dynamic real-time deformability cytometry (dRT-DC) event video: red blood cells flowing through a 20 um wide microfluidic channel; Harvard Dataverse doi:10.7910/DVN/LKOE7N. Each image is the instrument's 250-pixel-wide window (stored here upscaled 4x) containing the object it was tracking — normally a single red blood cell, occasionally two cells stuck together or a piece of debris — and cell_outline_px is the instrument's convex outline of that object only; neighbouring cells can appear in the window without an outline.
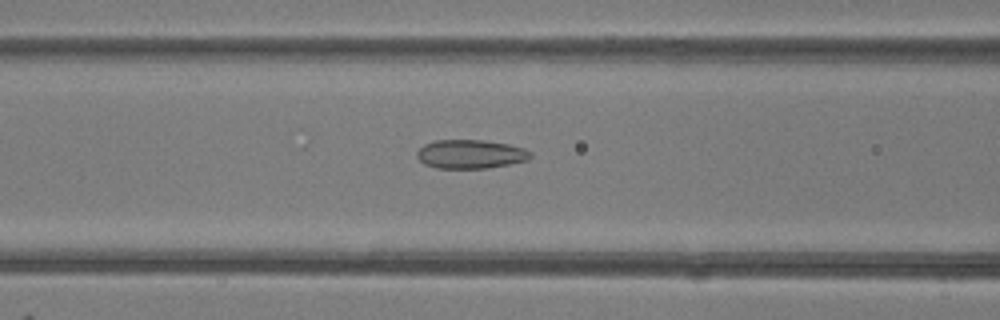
{"species": "common noctule bat (a hibernating species)", "species_latin": "Nyctalus noctula", "temperature_condition": "room temperature", "stored_images_in_passage": 31, "camera_frame_rate_fps": 3000, "um_per_image_px": 0.085, "animal": {"sex": "female"}, "frame": {"image": 1, "passage_image": 5, "time_ms": 1.333, "image_size_px": [1000, 320], "cell_outline_px": [[532, 156], [528, 160], [488, 168], [436, 168], [424, 164], [416, 156], [416, 152], [424, 144], [436, 140], [484, 140], [508, 144], [524, 148], [532, 152]], "centroid_in_image_um": [39.99, 13.1], "position_along_channel_um": 126.6, "area_um2": 19.13}}
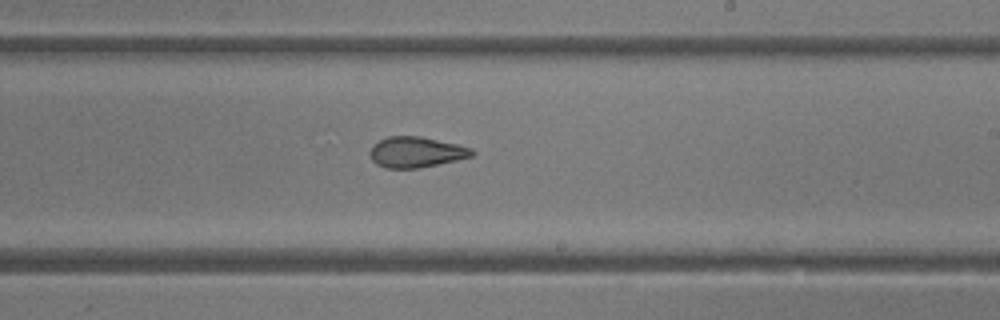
{"frame": {"image": 2, "passage_image": 14, "time_ms": 4.333, "image_size_px": [1000, 320], "cell_outline_px": [[476, 152], [472, 156], [456, 160], [416, 168], [384, 168], [376, 164], [372, 160], [368, 152], [380, 140], [388, 136], [420, 136], [456, 144], [472, 148]], "centroid_in_image_um": [35.36, 12.93], "position_along_channel_um": 253.6, "area_um2": 18.03}}
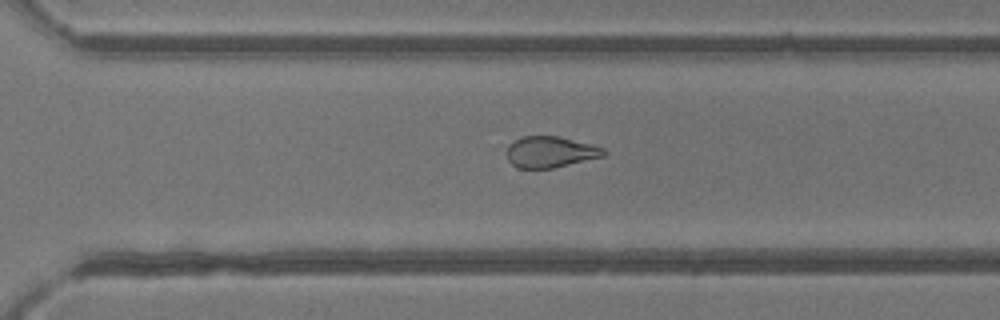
{"frame": {"image": 3, "passage_image": 19, "time_ms": 6.0, "image_size_px": [1000, 320], "cell_outline_px": [[608, 152], [604, 156], [552, 168], [520, 168], [512, 164], [508, 160], [508, 148], [516, 140], [524, 136], [560, 136], [592, 144], [604, 148]], "centroid_in_image_um": [46.84, 12.91], "position_along_channel_um": 323.8, "area_um2": 17.4}, "authors_computed_cell_mechanics": {"area_um2": 18.2648, "velocity_mm_per_s": 4.2318, "shape_relaxation_time_tau1_ms": 10.7132, "shape_relaxation_time_tau2_ms": 1.7512, "deformation_change_tau1": 0.1887, "deformation_change_tau2": 0.071}}